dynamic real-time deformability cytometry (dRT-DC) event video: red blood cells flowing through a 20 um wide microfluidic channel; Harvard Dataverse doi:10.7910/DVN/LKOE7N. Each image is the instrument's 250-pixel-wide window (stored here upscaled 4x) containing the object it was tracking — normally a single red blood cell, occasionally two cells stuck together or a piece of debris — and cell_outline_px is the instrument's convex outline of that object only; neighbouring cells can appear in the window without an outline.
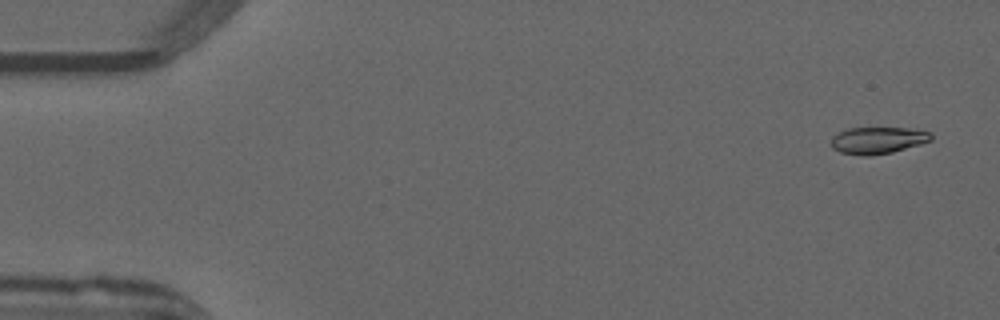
{"species": "common noctule bat (a hibernating species)", "species_latin": "Nyctalus noctula", "temperature_condition": "warm", "stored_images_in_passage": 21, "camera_frame_rate_fps": 3000, "um_per_image_px": 0.085, "animal": {"sex": "male", "forearm_length_mm": 52.5}, "frame": {"image": 1, "passage_image": 3, "time_ms": 0.667, "image_size_px": [1000, 320], "cell_outline_px": [[932, 140], [920, 144], [892, 152], [868, 156], [864, 156], [840, 152], [832, 148], [832, 136], [848, 128], [908, 128], [932, 132]], "centroid_in_image_um": [74.63, 11.92], "position_along_channel_um": 10.4, "area_um2": 15.55}}